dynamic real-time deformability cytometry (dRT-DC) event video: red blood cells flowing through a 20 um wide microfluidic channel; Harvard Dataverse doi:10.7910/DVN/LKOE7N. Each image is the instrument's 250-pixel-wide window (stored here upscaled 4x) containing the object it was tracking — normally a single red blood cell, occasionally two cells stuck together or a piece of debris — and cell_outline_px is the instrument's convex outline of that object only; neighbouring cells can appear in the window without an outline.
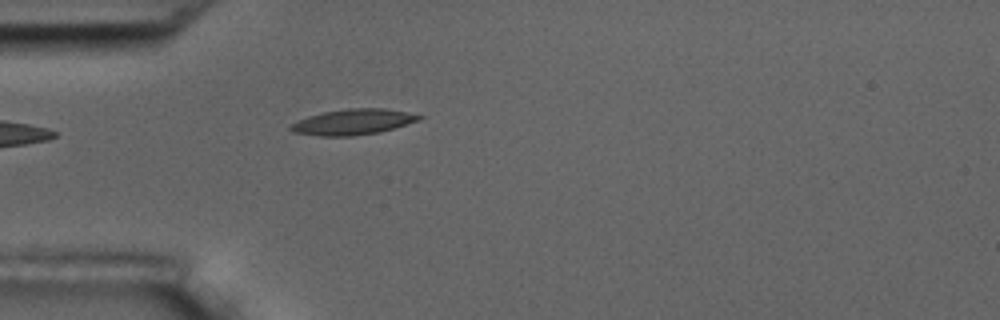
{"species": "common noctule bat (a hibernating species)", "species_latin": "Nyctalus noctula", "temperature_condition": "room temperature", "stored_images_in_passage": 41, "camera_frame_rate_fps": 3000, "um_per_image_px": 0.085, "animal": {"sex": "male", "body_mass_g": 17.5, "forearm_length_mm": 52.3}, "frame": {"image": 1, "passage_image": 1, "time_ms": 0.0, "image_size_px": [1000, 320], "cell_outline_px": [[424, 116], [420, 120], [380, 132], [352, 136], [320, 136], [292, 132], [288, 128], [288, 124], [308, 116], [324, 112], [348, 108], [384, 108]], "centroid_in_image_um": [29.95, 10.37], "position_along_channel_um": 55.0, "area_um2": 19.19}}
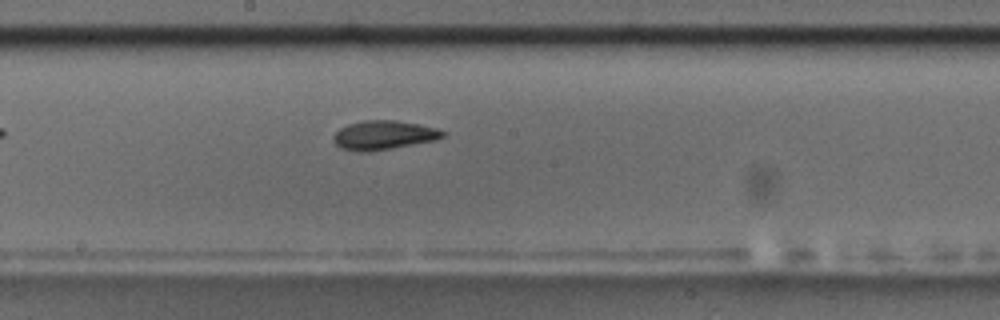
{"frame": {"image": 2, "passage_image": 15, "time_ms": 4.667, "image_size_px": [1000, 320], "cell_outline_px": [[448, 132], [444, 136], [436, 140], [392, 148], [368, 152], [360, 152], [340, 148], [332, 140], [332, 136], [340, 128], [348, 124], [364, 120], [396, 120], [436, 128]], "centroid_in_image_um": [32.6, 11.49], "position_along_channel_um": 215.6, "area_um2": 18.55}}
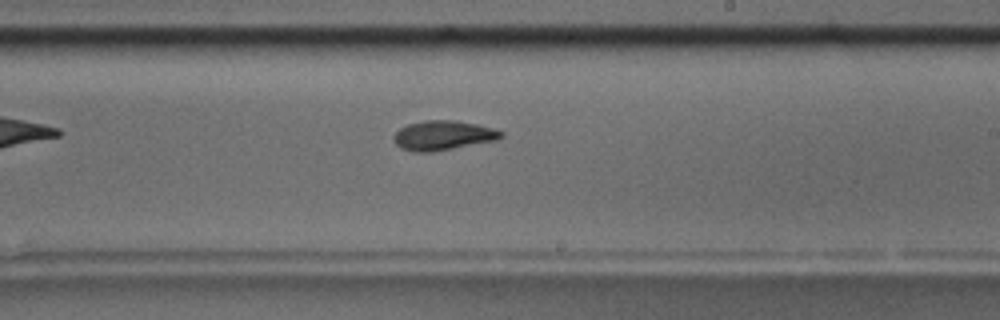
{"frame": {"image": 3, "passage_image": 18, "time_ms": 5.667, "image_size_px": [1000, 320], "cell_outline_px": [[504, 136], [500, 140], [432, 152], [412, 152], [400, 148], [392, 140], [392, 136], [400, 128], [408, 124], [424, 120], [452, 120], [476, 124], [492, 128], [504, 132]], "centroid_in_image_um": [37.66, 11.52], "position_along_channel_um": 251.3, "area_um2": 18.73}, "authors_computed_cell_mechanics": {"area_um2": 18.2648, "velocity_mm_per_s": 3.5862, "shape_relaxation_time_tau1_ms": null, "shape_relaxation_time_tau2_ms": 4.8047, "deformation_change_tau1": null, "deformation_change_tau2": 0.108}}